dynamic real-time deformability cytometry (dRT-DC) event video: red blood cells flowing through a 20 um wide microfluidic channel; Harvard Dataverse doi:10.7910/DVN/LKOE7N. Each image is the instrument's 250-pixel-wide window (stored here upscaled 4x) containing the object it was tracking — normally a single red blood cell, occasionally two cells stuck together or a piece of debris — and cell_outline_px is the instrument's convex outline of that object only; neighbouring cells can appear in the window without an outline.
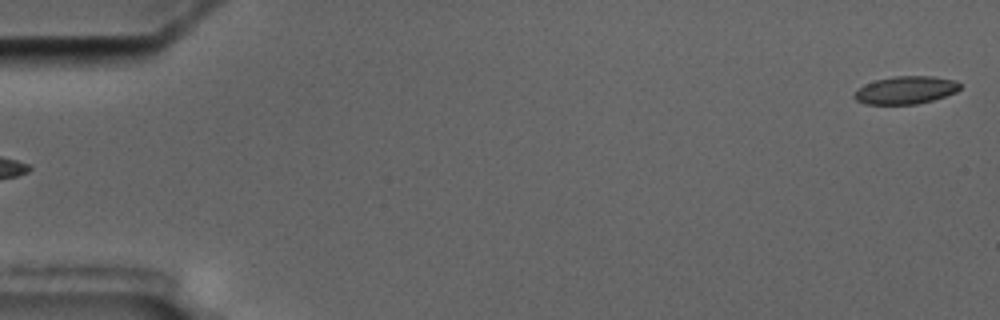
{"species": "common noctule bat (a hibernating species)", "species_latin": "Nyctalus noctula", "temperature_condition": "cold", "stored_images_in_passage": 6, "camera_frame_rate_fps": 3000, "um_per_image_px": 0.085, "animal": {"sex": "male", "body_mass_g": 17.5, "forearm_length_mm": 52.3}, "frame": {"image": 1, "passage_image": 6, "time_ms": 6.333, "image_size_px": [1000, 320], "cell_outline_px": [[960, 88], [956, 92], [932, 100], [916, 104], [864, 104], [856, 100], [852, 96], [856, 88], [864, 84], [876, 80], [892, 76], [932, 76], [952, 80], [960, 84]], "centroid_in_image_um": [76.91, 7.66], "position_along_channel_um": 8.1, "area_um2": 17.11}}